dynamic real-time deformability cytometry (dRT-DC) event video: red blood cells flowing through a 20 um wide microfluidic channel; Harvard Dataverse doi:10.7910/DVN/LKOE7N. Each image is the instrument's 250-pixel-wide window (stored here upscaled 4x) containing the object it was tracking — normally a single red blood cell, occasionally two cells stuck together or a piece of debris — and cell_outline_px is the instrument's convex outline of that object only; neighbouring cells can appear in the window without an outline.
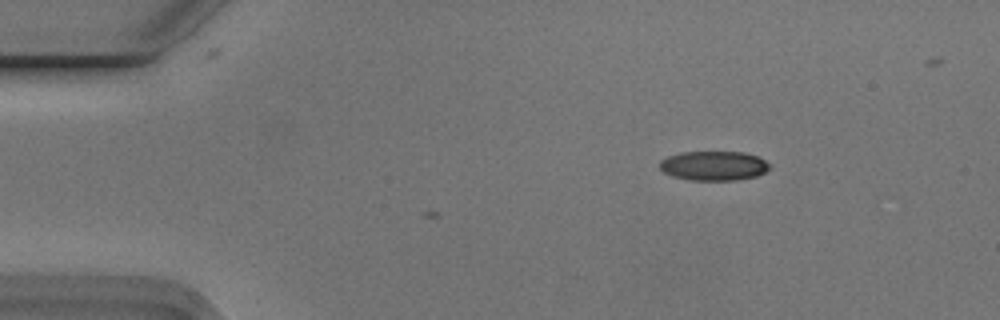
{"species": "Egyptian fruit bat (a non-hibernating species)", "species_latin": "Rousettus aegyptiacus", "temperature_condition": "cold", "stored_images_in_passage": 3, "camera_frame_rate_fps": 3000, "um_per_image_px": 0.085, "animal": {"sex": "male"}, "frame": {"image": 1, "passage_image": 3, "time_ms": 0.667, "image_size_px": [1000, 320], "cell_outline_px": [[772, 168], [756, 176], [736, 180], [688, 180], [672, 176], [664, 172], [660, 168], [660, 160], [668, 156], [680, 152], [744, 152], [756, 156], [764, 160]], "centroid_in_image_um": [60.65, 14.09], "position_along_channel_um": 24.3, "area_um2": 18.84}}